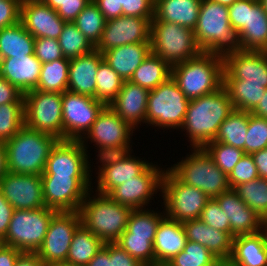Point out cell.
<instances>
[{"label": "cell", "mask_w": 267, "mask_h": 266, "mask_svg": "<svg viewBox=\"0 0 267 266\" xmlns=\"http://www.w3.org/2000/svg\"><path fill=\"white\" fill-rule=\"evenodd\" d=\"M267 148V119L249 112V125L244 153L252 154Z\"/></svg>", "instance_id": "cell-48"}, {"label": "cell", "mask_w": 267, "mask_h": 266, "mask_svg": "<svg viewBox=\"0 0 267 266\" xmlns=\"http://www.w3.org/2000/svg\"><path fill=\"white\" fill-rule=\"evenodd\" d=\"M56 266H85V265H78V264H72V263L64 262V263H60Z\"/></svg>", "instance_id": "cell-69"}, {"label": "cell", "mask_w": 267, "mask_h": 266, "mask_svg": "<svg viewBox=\"0 0 267 266\" xmlns=\"http://www.w3.org/2000/svg\"><path fill=\"white\" fill-rule=\"evenodd\" d=\"M20 22L34 38L58 40L65 21L44 2L22 0Z\"/></svg>", "instance_id": "cell-22"}, {"label": "cell", "mask_w": 267, "mask_h": 266, "mask_svg": "<svg viewBox=\"0 0 267 266\" xmlns=\"http://www.w3.org/2000/svg\"><path fill=\"white\" fill-rule=\"evenodd\" d=\"M261 218L267 217V179L257 178L233 189Z\"/></svg>", "instance_id": "cell-41"}, {"label": "cell", "mask_w": 267, "mask_h": 266, "mask_svg": "<svg viewBox=\"0 0 267 266\" xmlns=\"http://www.w3.org/2000/svg\"><path fill=\"white\" fill-rule=\"evenodd\" d=\"M239 33L244 50L267 48V13L259 0H248L247 27H242Z\"/></svg>", "instance_id": "cell-31"}, {"label": "cell", "mask_w": 267, "mask_h": 266, "mask_svg": "<svg viewBox=\"0 0 267 266\" xmlns=\"http://www.w3.org/2000/svg\"><path fill=\"white\" fill-rule=\"evenodd\" d=\"M165 216L164 209L156 212L154 208L133 209L126 230L133 236L155 237L158 225Z\"/></svg>", "instance_id": "cell-43"}, {"label": "cell", "mask_w": 267, "mask_h": 266, "mask_svg": "<svg viewBox=\"0 0 267 266\" xmlns=\"http://www.w3.org/2000/svg\"><path fill=\"white\" fill-rule=\"evenodd\" d=\"M24 103L23 93L0 75V105Z\"/></svg>", "instance_id": "cell-57"}, {"label": "cell", "mask_w": 267, "mask_h": 266, "mask_svg": "<svg viewBox=\"0 0 267 266\" xmlns=\"http://www.w3.org/2000/svg\"><path fill=\"white\" fill-rule=\"evenodd\" d=\"M62 94L35 89L23 94L25 126L63 140Z\"/></svg>", "instance_id": "cell-12"}, {"label": "cell", "mask_w": 267, "mask_h": 266, "mask_svg": "<svg viewBox=\"0 0 267 266\" xmlns=\"http://www.w3.org/2000/svg\"><path fill=\"white\" fill-rule=\"evenodd\" d=\"M104 15L105 20L115 19L118 17L117 0H92Z\"/></svg>", "instance_id": "cell-59"}, {"label": "cell", "mask_w": 267, "mask_h": 266, "mask_svg": "<svg viewBox=\"0 0 267 266\" xmlns=\"http://www.w3.org/2000/svg\"><path fill=\"white\" fill-rule=\"evenodd\" d=\"M251 113L267 119V88L265 94L261 97V101Z\"/></svg>", "instance_id": "cell-64"}, {"label": "cell", "mask_w": 267, "mask_h": 266, "mask_svg": "<svg viewBox=\"0 0 267 266\" xmlns=\"http://www.w3.org/2000/svg\"><path fill=\"white\" fill-rule=\"evenodd\" d=\"M222 262L205 246L187 240L186 245L165 266H220Z\"/></svg>", "instance_id": "cell-40"}, {"label": "cell", "mask_w": 267, "mask_h": 266, "mask_svg": "<svg viewBox=\"0 0 267 266\" xmlns=\"http://www.w3.org/2000/svg\"><path fill=\"white\" fill-rule=\"evenodd\" d=\"M171 77V66L159 56L150 52L129 79L132 83L154 90Z\"/></svg>", "instance_id": "cell-35"}, {"label": "cell", "mask_w": 267, "mask_h": 266, "mask_svg": "<svg viewBox=\"0 0 267 266\" xmlns=\"http://www.w3.org/2000/svg\"><path fill=\"white\" fill-rule=\"evenodd\" d=\"M259 233H260V235L262 237V240H263V243H264V248H265V250L267 252V217L262 218Z\"/></svg>", "instance_id": "cell-66"}, {"label": "cell", "mask_w": 267, "mask_h": 266, "mask_svg": "<svg viewBox=\"0 0 267 266\" xmlns=\"http://www.w3.org/2000/svg\"><path fill=\"white\" fill-rule=\"evenodd\" d=\"M186 242L183 224L165 216L158 225L153 241L155 266H165L184 249Z\"/></svg>", "instance_id": "cell-28"}, {"label": "cell", "mask_w": 267, "mask_h": 266, "mask_svg": "<svg viewBox=\"0 0 267 266\" xmlns=\"http://www.w3.org/2000/svg\"><path fill=\"white\" fill-rule=\"evenodd\" d=\"M215 199L229 219L233 237L259 233L262 218L233 189L221 193Z\"/></svg>", "instance_id": "cell-23"}, {"label": "cell", "mask_w": 267, "mask_h": 266, "mask_svg": "<svg viewBox=\"0 0 267 266\" xmlns=\"http://www.w3.org/2000/svg\"><path fill=\"white\" fill-rule=\"evenodd\" d=\"M150 23L146 18L125 15L107 20L95 49L102 54L122 45L150 43Z\"/></svg>", "instance_id": "cell-19"}, {"label": "cell", "mask_w": 267, "mask_h": 266, "mask_svg": "<svg viewBox=\"0 0 267 266\" xmlns=\"http://www.w3.org/2000/svg\"><path fill=\"white\" fill-rule=\"evenodd\" d=\"M25 125L24 103L0 105V140L6 142L13 138Z\"/></svg>", "instance_id": "cell-46"}, {"label": "cell", "mask_w": 267, "mask_h": 266, "mask_svg": "<svg viewBox=\"0 0 267 266\" xmlns=\"http://www.w3.org/2000/svg\"><path fill=\"white\" fill-rule=\"evenodd\" d=\"M150 48L151 53L170 66L192 59L202 52L192 29L155 18L150 23Z\"/></svg>", "instance_id": "cell-7"}, {"label": "cell", "mask_w": 267, "mask_h": 266, "mask_svg": "<svg viewBox=\"0 0 267 266\" xmlns=\"http://www.w3.org/2000/svg\"><path fill=\"white\" fill-rule=\"evenodd\" d=\"M111 266H145L116 243H109Z\"/></svg>", "instance_id": "cell-55"}, {"label": "cell", "mask_w": 267, "mask_h": 266, "mask_svg": "<svg viewBox=\"0 0 267 266\" xmlns=\"http://www.w3.org/2000/svg\"><path fill=\"white\" fill-rule=\"evenodd\" d=\"M165 168L151 163L134 179H129L114 188L108 196L115 202L132 209L148 208L150 200L161 193L162 177Z\"/></svg>", "instance_id": "cell-17"}, {"label": "cell", "mask_w": 267, "mask_h": 266, "mask_svg": "<svg viewBox=\"0 0 267 266\" xmlns=\"http://www.w3.org/2000/svg\"><path fill=\"white\" fill-rule=\"evenodd\" d=\"M46 207L61 211H78L92 190V177L41 176Z\"/></svg>", "instance_id": "cell-16"}, {"label": "cell", "mask_w": 267, "mask_h": 266, "mask_svg": "<svg viewBox=\"0 0 267 266\" xmlns=\"http://www.w3.org/2000/svg\"><path fill=\"white\" fill-rule=\"evenodd\" d=\"M202 0H155L154 18L194 30Z\"/></svg>", "instance_id": "cell-30"}, {"label": "cell", "mask_w": 267, "mask_h": 266, "mask_svg": "<svg viewBox=\"0 0 267 266\" xmlns=\"http://www.w3.org/2000/svg\"><path fill=\"white\" fill-rule=\"evenodd\" d=\"M118 17L135 16L146 18L150 22L154 18L155 0H117Z\"/></svg>", "instance_id": "cell-51"}, {"label": "cell", "mask_w": 267, "mask_h": 266, "mask_svg": "<svg viewBox=\"0 0 267 266\" xmlns=\"http://www.w3.org/2000/svg\"><path fill=\"white\" fill-rule=\"evenodd\" d=\"M209 227L230 232V222L215 198H210L201 212L200 218Z\"/></svg>", "instance_id": "cell-50"}, {"label": "cell", "mask_w": 267, "mask_h": 266, "mask_svg": "<svg viewBox=\"0 0 267 266\" xmlns=\"http://www.w3.org/2000/svg\"><path fill=\"white\" fill-rule=\"evenodd\" d=\"M154 237L133 236L125 230L115 242L145 266H155Z\"/></svg>", "instance_id": "cell-45"}, {"label": "cell", "mask_w": 267, "mask_h": 266, "mask_svg": "<svg viewBox=\"0 0 267 266\" xmlns=\"http://www.w3.org/2000/svg\"><path fill=\"white\" fill-rule=\"evenodd\" d=\"M135 129L110 107L105 106L92 124L90 130L80 140L82 146L88 149L87 142L96 147L97 158L103 155L124 153L132 149V136Z\"/></svg>", "instance_id": "cell-9"}, {"label": "cell", "mask_w": 267, "mask_h": 266, "mask_svg": "<svg viewBox=\"0 0 267 266\" xmlns=\"http://www.w3.org/2000/svg\"><path fill=\"white\" fill-rule=\"evenodd\" d=\"M190 100L182 93L176 81L169 77L149 91L146 126L162 130L178 129L183 125ZM149 125V126H148Z\"/></svg>", "instance_id": "cell-8"}, {"label": "cell", "mask_w": 267, "mask_h": 266, "mask_svg": "<svg viewBox=\"0 0 267 266\" xmlns=\"http://www.w3.org/2000/svg\"><path fill=\"white\" fill-rule=\"evenodd\" d=\"M234 110L252 112L261 101L266 88L261 84L243 83V79H223Z\"/></svg>", "instance_id": "cell-34"}, {"label": "cell", "mask_w": 267, "mask_h": 266, "mask_svg": "<svg viewBox=\"0 0 267 266\" xmlns=\"http://www.w3.org/2000/svg\"><path fill=\"white\" fill-rule=\"evenodd\" d=\"M21 251L0 243V266H15Z\"/></svg>", "instance_id": "cell-60"}, {"label": "cell", "mask_w": 267, "mask_h": 266, "mask_svg": "<svg viewBox=\"0 0 267 266\" xmlns=\"http://www.w3.org/2000/svg\"><path fill=\"white\" fill-rule=\"evenodd\" d=\"M70 59L60 58L42 63L40 79L35 90L51 93H64L68 88Z\"/></svg>", "instance_id": "cell-37"}, {"label": "cell", "mask_w": 267, "mask_h": 266, "mask_svg": "<svg viewBox=\"0 0 267 266\" xmlns=\"http://www.w3.org/2000/svg\"><path fill=\"white\" fill-rule=\"evenodd\" d=\"M103 55L94 49L91 53L70 59L67 91L96 99V74Z\"/></svg>", "instance_id": "cell-27"}, {"label": "cell", "mask_w": 267, "mask_h": 266, "mask_svg": "<svg viewBox=\"0 0 267 266\" xmlns=\"http://www.w3.org/2000/svg\"><path fill=\"white\" fill-rule=\"evenodd\" d=\"M22 0H0V29L20 21Z\"/></svg>", "instance_id": "cell-53"}, {"label": "cell", "mask_w": 267, "mask_h": 266, "mask_svg": "<svg viewBox=\"0 0 267 266\" xmlns=\"http://www.w3.org/2000/svg\"><path fill=\"white\" fill-rule=\"evenodd\" d=\"M228 266H267V252L260 233L233 238Z\"/></svg>", "instance_id": "cell-32"}, {"label": "cell", "mask_w": 267, "mask_h": 266, "mask_svg": "<svg viewBox=\"0 0 267 266\" xmlns=\"http://www.w3.org/2000/svg\"><path fill=\"white\" fill-rule=\"evenodd\" d=\"M0 191L14 210L45 207L41 175L7 172L0 180Z\"/></svg>", "instance_id": "cell-20"}, {"label": "cell", "mask_w": 267, "mask_h": 266, "mask_svg": "<svg viewBox=\"0 0 267 266\" xmlns=\"http://www.w3.org/2000/svg\"><path fill=\"white\" fill-rule=\"evenodd\" d=\"M64 58L73 59L91 53L95 47L73 22H66L58 38Z\"/></svg>", "instance_id": "cell-42"}, {"label": "cell", "mask_w": 267, "mask_h": 266, "mask_svg": "<svg viewBox=\"0 0 267 266\" xmlns=\"http://www.w3.org/2000/svg\"><path fill=\"white\" fill-rule=\"evenodd\" d=\"M58 140L53 135L24 125L13 138L5 142L7 171L42 175L50 151Z\"/></svg>", "instance_id": "cell-4"}, {"label": "cell", "mask_w": 267, "mask_h": 266, "mask_svg": "<svg viewBox=\"0 0 267 266\" xmlns=\"http://www.w3.org/2000/svg\"><path fill=\"white\" fill-rule=\"evenodd\" d=\"M220 266H228L226 263H222Z\"/></svg>", "instance_id": "cell-72"}, {"label": "cell", "mask_w": 267, "mask_h": 266, "mask_svg": "<svg viewBox=\"0 0 267 266\" xmlns=\"http://www.w3.org/2000/svg\"><path fill=\"white\" fill-rule=\"evenodd\" d=\"M150 52V43H135L111 48L102 55L104 61L126 81L132 77Z\"/></svg>", "instance_id": "cell-29"}, {"label": "cell", "mask_w": 267, "mask_h": 266, "mask_svg": "<svg viewBox=\"0 0 267 266\" xmlns=\"http://www.w3.org/2000/svg\"><path fill=\"white\" fill-rule=\"evenodd\" d=\"M15 266H45L37 252H20Z\"/></svg>", "instance_id": "cell-61"}, {"label": "cell", "mask_w": 267, "mask_h": 266, "mask_svg": "<svg viewBox=\"0 0 267 266\" xmlns=\"http://www.w3.org/2000/svg\"><path fill=\"white\" fill-rule=\"evenodd\" d=\"M106 105L87 95L62 94L63 140H81Z\"/></svg>", "instance_id": "cell-15"}, {"label": "cell", "mask_w": 267, "mask_h": 266, "mask_svg": "<svg viewBox=\"0 0 267 266\" xmlns=\"http://www.w3.org/2000/svg\"><path fill=\"white\" fill-rule=\"evenodd\" d=\"M90 190L78 210L81 224L103 243H115L127 228L132 208ZM93 194V195H92Z\"/></svg>", "instance_id": "cell-3"}, {"label": "cell", "mask_w": 267, "mask_h": 266, "mask_svg": "<svg viewBox=\"0 0 267 266\" xmlns=\"http://www.w3.org/2000/svg\"><path fill=\"white\" fill-rule=\"evenodd\" d=\"M80 225L78 211H61L53 215L43 243L37 250L45 266L66 262L73 235Z\"/></svg>", "instance_id": "cell-13"}, {"label": "cell", "mask_w": 267, "mask_h": 266, "mask_svg": "<svg viewBox=\"0 0 267 266\" xmlns=\"http://www.w3.org/2000/svg\"><path fill=\"white\" fill-rule=\"evenodd\" d=\"M132 153L133 150L103 155L95 159V164H98L97 166L99 167L98 169L93 168L96 169L97 172L95 174L98 175L95 178L96 188H93L96 193L108 195L114 188L125 181L134 179L151 163L147 159L143 160L141 157L132 155Z\"/></svg>", "instance_id": "cell-14"}, {"label": "cell", "mask_w": 267, "mask_h": 266, "mask_svg": "<svg viewBox=\"0 0 267 266\" xmlns=\"http://www.w3.org/2000/svg\"><path fill=\"white\" fill-rule=\"evenodd\" d=\"M14 208L0 191V243L5 239Z\"/></svg>", "instance_id": "cell-58"}, {"label": "cell", "mask_w": 267, "mask_h": 266, "mask_svg": "<svg viewBox=\"0 0 267 266\" xmlns=\"http://www.w3.org/2000/svg\"><path fill=\"white\" fill-rule=\"evenodd\" d=\"M193 31L202 52L224 58L244 50L239 31L230 25L228 6L202 0L197 25Z\"/></svg>", "instance_id": "cell-2"}, {"label": "cell", "mask_w": 267, "mask_h": 266, "mask_svg": "<svg viewBox=\"0 0 267 266\" xmlns=\"http://www.w3.org/2000/svg\"><path fill=\"white\" fill-rule=\"evenodd\" d=\"M249 112L234 110L220 125L215 142L232 145L244 151Z\"/></svg>", "instance_id": "cell-38"}, {"label": "cell", "mask_w": 267, "mask_h": 266, "mask_svg": "<svg viewBox=\"0 0 267 266\" xmlns=\"http://www.w3.org/2000/svg\"><path fill=\"white\" fill-rule=\"evenodd\" d=\"M35 38L19 21L0 29V59L34 54Z\"/></svg>", "instance_id": "cell-33"}, {"label": "cell", "mask_w": 267, "mask_h": 266, "mask_svg": "<svg viewBox=\"0 0 267 266\" xmlns=\"http://www.w3.org/2000/svg\"><path fill=\"white\" fill-rule=\"evenodd\" d=\"M96 100L109 106L123 86L124 80L103 60L96 74Z\"/></svg>", "instance_id": "cell-44"}, {"label": "cell", "mask_w": 267, "mask_h": 266, "mask_svg": "<svg viewBox=\"0 0 267 266\" xmlns=\"http://www.w3.org/2000/svg\"><path fill=\"white\" fill-rule=\"evenodd\" d=\"M257 178H259L258 171L250 154H245L228 175L231 189Z\"/></svg>", "instance_id": "cell-49"}, {"label": "cell", "mask_w": 267, "mask_h": 266, "mask_svg": "<svg viewBox=\"0 0 267 266\" xmlns=\"http://www.w3.org/2000/svg\"><path fill=\"white\" fill-rule=\"evenodd\" d=\"M56 212L46 206L31 210H14L1 244L14 247L21 252H37Z\"/></svg>", "instance_id": "cell-10"}, {"label": "cell", "mask_w": 267, "mask_h": 266, "mask_svg": "<svg viewBox=\"0 0 267 266\" xmlns=\"http://www.w3.org/2000/svg\"><path fill=\"white\" fill-rule=\"evenodd\" d=\"M203 149L212 158L216 166L227 175L231 173L235 165L245 155L244 151L239 148L214 140L206 144Z\"/></svg>", "instance_id": "cell-47"}, {"label": "cell", "mask_w": 267, "mask_h": 266, "mask_svg": "<svg viewBox=\"0 0 267 266\" xmlns=\"http://www.w3.org/2000/svg\"><path fill=\"white\" fill-rule=\"evenodd\" d=\"M31 1L44 2L45 0H31Z\"/></svg>", "instance_id": "cell-71"}, {"label": "cell", "mask_w": 267, "mask_h": 266, "mask_svg": "<svg viewBox=\"0 0 267 266\" xmlns=\"http://www.w3.org/2000/svg\"><path fill=\"white\" fill-rule=\"evenodd\" d=\"M224 6H231L236 0H210Z\"/></svg>", "instance_id": "cell-68"}, {"label": "cell", "mask_w": 267, "mask_h": 266, "mask_svg": "<svg viewBox=\"0 0 267 266\" xmlns=\"http://www.w3.org/2000/svg\"><path fill=\"white\" fill-rule=\"evenodd\" d=\"M73 23L95 47L102 36L106 20L97 5L91 1L78 14Z\"/></svg>", "instance_id": "cell-39"}, {"label": "cell", "mask_w": 267, "mask_h": 266, "mask_svg": "<svg viewBox=\"0 0 267 266\" xmlns=\"http://www.w3.org/2000/svg\"><path fill=\"white\" fill-rule=\"evenodd\" d=\"M90 157L80 140H58L41 176L91 177L93 164L89 162Z\"/></svg>", "instance_id": "cell-18"}, {"label": "cell", "mask_w": 267, "mask_h": 266, "mask_svg": "<svg viewBox=\"0 0 267 266\" xmlns=\"http://www.w3.org/2000/svg\"><path fill=\"white\" fill-rule=\"evenodd\" d=\"M256 165L259 178L267 179V148L251 154Z\"/></svg>", "instance_id": "cell-62"}, {"label": "cell", "mask_w": 267, "mask_h": 266, "mask_svg": "<svg viewBox=\"0 0 267 266\" xmlns=\"http://www.w3.org/2000/svg\"><path fill=\"white\" fill-rule=\"evenodd\" d=\"M65 1L66 0H45L44 3L56 11Z\"/></svg>", "instance_id": "cell-67"}, {"label": "cell", "mask_w": 267, "mask_h": 266, "mask_svg": "<svg viewBox=\"0 0 267 266\" xmlns=\"http://www.w3.org/2000/svg\"><path fill=\"white\" fill-rule=\"evenodd\" d=\"M159 195L165 215L181 223L199 219L210 199L200 189L179 181L168 169L164 171Z\"/></svg>", "instance_id": "cell-11"}, {"label": "cell", "mask_w": 267, "mask_h": 266, "mask_svg": "<svg viewBox=\"0 0 267 266\" xmlns=\"http://www.w3.org/2000/svg\"><path fill=\"white\" fill-rule=\"evenodd\" d=\"M234 111L228 92H216L190 100L180 132L189 137L190 148H203L215 140L220 125Z\"/></svg>", "instance_id": "cell-1"}, {"label": "cell", "mask_w": 267, "mask_h": 266, "mask_svg": "<svg viewBox=\"0 0 267 266\" xmlns=\"http://www.w3.org/2000/svg\"><path fill=\"white\" fill-rule=\"evenodd\" d=\"M179 181L215 198L231 189L228 175L221 171L203 148H193L181 161L167 168Z\"/></svg>", "instance_id": "cell-6"}, {"label": "cell", "mask_w": 267, "mask_h": 266, "mask_svg": "<svg viewBox=\"0 0 267 266\" xmlns=\"http://www.w3.org/2000/svg\"><path fill=\"white\" fill-rule=\"evenodd\" d=\"M41 65L34 54L4 58L0 59V75L25 94L37 87Z\"/></svg>", "instance_id": "cell-25"}, {"label": "cell", "mask_w": 267, "mask_h": 266, "mask_svg": "<svg viewBox=\"0 0 267 266\" xmlns=\"http://www.w3.org/2000/svg\"><path fill=\"white\" fill-rule=\"evenodd\" d=\"M103 245L97 236L81 224L73 235L66 262L86 266Z\"/></svg>", "instance_id": "cell-36"}, {"label": "cell", "mask_w": 267, "mask_h": 266, "mask_svg": "<svg viewBox=\"0 0 267 266\" xmlns=\"http://www.w3.org/2000/svg\"><path fill=\"white\" fill-rule=\"evenodd\" d=\"M182 224L187 240L205 246L222 263L229 260L234 238L231 232H223L209 227L200 219L186 221Z\"/></svg>", "instance_id": "cell-26"}, {"label": "cell", "mask_w": 267, "mask_h": 266, "mask_svg": "<svg viewBox=\"0 0 267 266\" xmlns=\"http://www.w3.org/2000/svg\"><path fill=\"white\" fill-rule=\"evenodd\" d=\"M230 25L240 30L242 27H247L248 17V0H236L228 7Z\"/></svg>", "instance_id": "cell-54"}, {"label": "cell", "mask_w": 267, "mask_h": 266, "mask_svg": "<svg viewBox=\"0 0 267 266\" xmlns=\"http://www.w3.org/2000/svg\"><path fill=\"white\" fill-rule=\"evenodd\" d=\"M259 2L262 4L263 9L267 13V0H259Z\"/></svg>", "instance_id": "cell-70"}, {"label": "cell", "mask_w": 267, "mask_h": 266, "mask_svg": "<svg viewBox=\"0 0 267 266\" xmlns=\"http://www.w3.org/2000/svg\"><path fill=\"white\" fill-rule=\"evenodd\" d=\"M223 79H243V83L261 84L267 88V54L243 50L225 56Z\"/></svg>", "instance_id": "cell-21"}, {"label": "cell", "mask_w": 267, "mask_h": 266, "mask_svg": "<svg viewBox=\"0 0 267 266\" xmlns=\"http://www.w3.org/2000/svg\"><path fill=\"white\" fill-rule=\"evenodd\" d=\"M7 172L5 142L0 140V180Z\"/></svg>", "instance_id": "cell-65"}, {"label": "cell", "mask_w": 267, "mask_h": 266, "mask_svg": "<svg viewBox=\"0 0 267 266\" xmlns=\"http://www.w3.org/2000/svg\"><path fill=\"white\" fill-rule=\"evenodd\" d=\"M148 95L149 90L126 80L109 106L136 130L142 123L146 125Z\"/></svg>", "instance_id": "cell-24"}, {"label": "cell", "mask_w": 267, "mask_h": 266, "mask_svg": "<svg viewBox=\"0 0 267 266\" xmlns=\"http://www.w3.org/2000/svg\"><path fill=\"white\" fill-rule=\"evenodd\" d=\"M86 266H111V259L109 256V243H104L101 249Z\"/></svg>", "instance_id": "cell-63"}, {"label": "cell", "mask_w": 267, "mask_h": 266, "mask_svg": "<svg viewBox=\"0 0 267 266\" xmlns=\"http://www.w3.org/2000/svg\"><path fill=\"white\" fill-rule=\"evenodd\" d=\"M34 55L41 63L64 58L58 40L51 38H35Z\"/></svg>", "instance_id": "cell-52"}, {"label": "cell", "mask_w": 267, "mask_h": 266, "mask_svg": "<svg viewBox=\"0 0 267 266\" xmlns=\"http://www.w3.org/2000/svg\"><path fill=\"white\" fill-rule=\"evenodd\" d=\"M92 0H66L56 12L65 22H73Z\"/></svg>", "instance_id": "cell-56"}, {"label": "cell", "mask_w": 267, "mask_h": 266, "mask_svg": "<svg viewBox=\"0 0 267 266\" xmlns=\"http://www.w3.org/2000/svg\"><path fill=\"white\" fill-rule=\"evenodd\" d=\"M171 77L189 100L211 94L223 86V58L201 52L171 66Z\"/></svg>", "instance_id": "cell-5"}]
</instances>
